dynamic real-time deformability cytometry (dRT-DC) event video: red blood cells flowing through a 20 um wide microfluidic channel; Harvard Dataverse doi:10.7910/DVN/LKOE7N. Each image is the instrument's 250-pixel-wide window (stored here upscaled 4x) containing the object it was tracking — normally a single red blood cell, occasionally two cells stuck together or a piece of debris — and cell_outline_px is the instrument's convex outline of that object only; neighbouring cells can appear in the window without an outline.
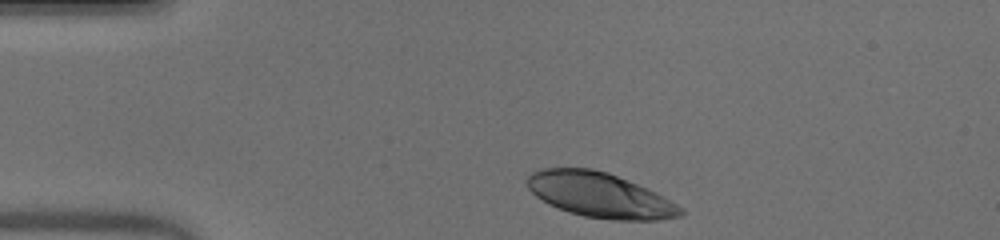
{"species": "human", "species_latin": "Homo sapiens", "temperature_condition": "warm", "stored_images_in_passage": 35, "camera_frame_rate_fps": 3000, "um_per_image_px": 0.085, "donor": {"sex": "male"}, "frame": {"image": 1, "passage_image": 1, "time_ms": 0.0, "image_size_px": [1000, 240], "cell_outline_px": [[684, 212], [680, 216], [656, 220], [612, 220], [584, 216], [568, 212], [548, 204], [536, 196], [528, 188], [524, 180], [532, 172], [544, 168], [592, 168], [608, 172], [656, 192], [684, 208]], "centroid_in_image_um": [50.97, 16.58], "position_along_channel_um": 34.0, "area_um2": 40.17}}
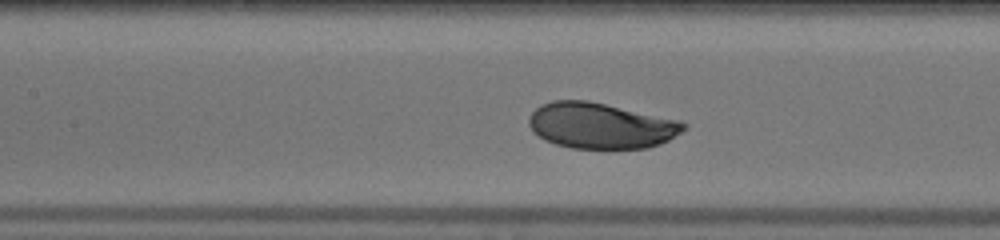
{"frame": {"image": 2, "passage_image": 14, "time_ms": 4.333, "image_size_px": [1000, 240], "cell_outline_px": [[688, 128], [668, 140], [660, 144], [648, 148], [572, 148], [556, 144], [544, 140], [532, 132], [528, 124], [528, 120], [532, 112], [540, 104], [552, 100], [588, 100], [680, 120], [688, 124]], "centroid_in_image_um": [51.06, 10.67], "position_along_channel_um": 156.3, "area_um2": 41.56}}
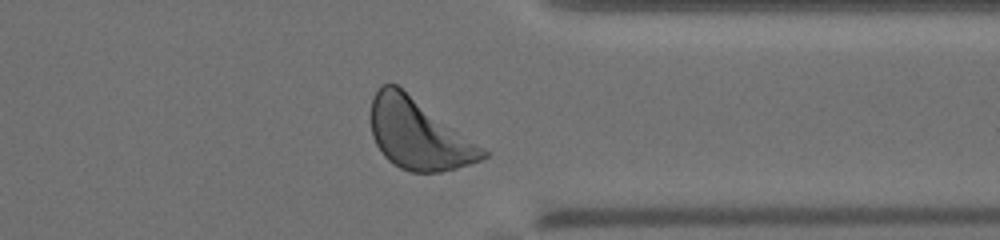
{"frame": {"image": 3, "passage_image": 31, "time_ms": 10.0, "image_size_px": [1000, 240], "cell_outline_px": [[488, 156], [480, 160], [456, 168], [440, 172], [412, 172], [400, 168], [388, 160], [384, 156], [376, 144], [372, 136], [372, 96], [380, 84], [396, 84], [484, 148], [488, 152]], "centroid_in_image_um": [35.56, 11.41], "position_along_channel_um": 375.8, "area_um2": 45.26}, "authors_computed_cell_mechanics": {"area_um2": 41.7316, "velocity_mm_per_s": 3.9434, "shape_relaxation_time_tau1_ms": 3.3037, "shape_relaxation_time_tau2_ms": null, "deformation_change_tau1": 0.1746, "deformation_change_tau2": null}}